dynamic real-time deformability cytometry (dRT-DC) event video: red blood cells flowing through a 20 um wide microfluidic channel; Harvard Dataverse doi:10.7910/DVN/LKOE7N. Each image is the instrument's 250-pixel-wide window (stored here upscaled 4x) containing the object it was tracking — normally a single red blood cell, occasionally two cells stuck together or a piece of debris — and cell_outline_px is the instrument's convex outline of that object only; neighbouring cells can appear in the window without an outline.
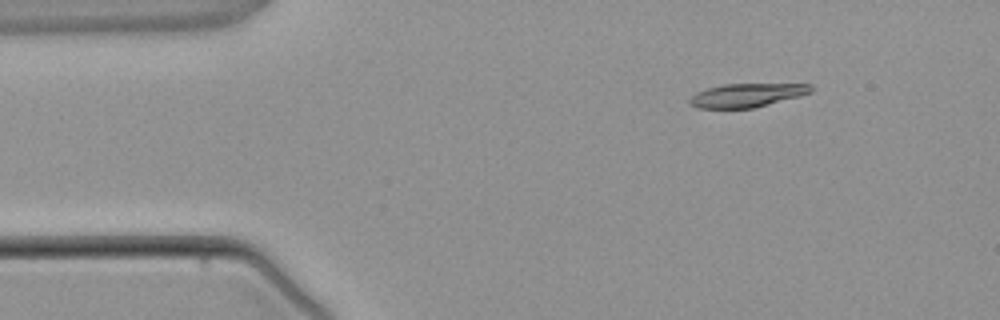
{"species": "common noctule bat (a hibernating species)", "species_latin": "Nyctalus noctula", "temperature_condition": "warm", "stored_images_in_passage": 2, "camera_frame_rate_fps": 3000, "um_per_image_px": 0.085, "animal": {"sex": "male", "body_mass_g": 21.5, "forearm_length_mm": 52.0}, "frame": {"image": 1, "passage_image": 2, "time_ms": 1.333, "image_size_px": [1000, 320], "cell_outline_px": [[812, 92], [800, 96], [752, 108], [696, 108], [688, 104], [688, 100], [696, 92], [708, 88], [724, 84], [812, 84]], "centroid_in_image_um": [63.45, 8.09], "position_along_channel_um": 21.5, "area_um2": 16.65}}